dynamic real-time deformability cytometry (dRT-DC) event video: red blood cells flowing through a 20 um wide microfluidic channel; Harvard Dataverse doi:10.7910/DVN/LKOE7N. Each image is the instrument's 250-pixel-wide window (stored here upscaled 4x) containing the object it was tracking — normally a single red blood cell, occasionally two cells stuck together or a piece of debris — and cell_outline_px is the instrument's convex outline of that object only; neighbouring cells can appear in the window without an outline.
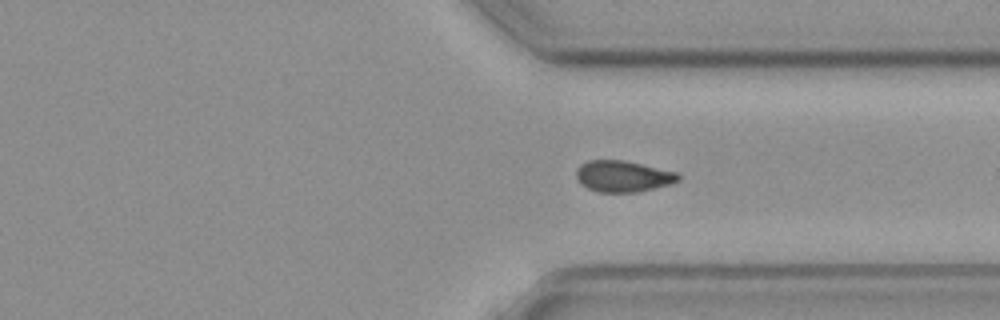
{"species": "common noctule bat (a hibernating species)", "species_latin": "Nyctalus noctula", "temperature_condition": "cold", "stored_images_in_passage": 25, "camera_frame_rate_fps": 3000, "um_per_image_px": 0.085, "animal": {"sex": "female", "body_mass_g": 19.3, "forearm_length_mm": 54.1}, "frame": {"image": 1, "passage_image": 22, "time_ms": 7.0, "image_size_px": [1000, 320], "cell_outline_px": [[680, 180], [668, 184], [636, 192], [600, 192], [588, 188], [580, 184], [576, 180], [576, 168], [580, 164], [588, 160], [624, 160], [676, 172], [680, 176]], "centroid_in_image_um": [52.89, 14.97], "position_along_channel_um": 358.5, "area_um2": 18.5}}